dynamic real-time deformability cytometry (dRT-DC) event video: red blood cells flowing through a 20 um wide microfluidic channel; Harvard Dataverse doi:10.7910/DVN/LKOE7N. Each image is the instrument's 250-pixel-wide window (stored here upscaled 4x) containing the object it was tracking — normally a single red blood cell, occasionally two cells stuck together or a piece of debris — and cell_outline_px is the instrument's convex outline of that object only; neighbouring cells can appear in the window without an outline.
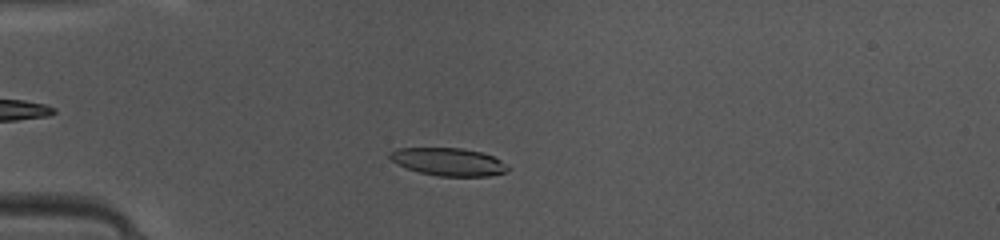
{"species": "common noctule bat (a hibernating species)", "species_latin": "Nyctalus noctula", "temperature_condition": "warm", "stored_images_in_passage": 37, "camera_frame_rate_fps": 3000, "um_per_image_px": 0.085, "animal": {"sex": "female", "body_mass_g": 10.0, "forearm_length_mm": 53.1}, "frame": {"image": 1, "passage_image": 5, "time_ms": 1.333, "image_size_px": [1000, 240], "cell_outline_px": [[508, 168], [504, 172], [488, 176], [440, 176], [420, 172], [408, 168], [392, 160], [388, 156], [388, 152], [396, 148], [460, 148], [480, 152], [492, 156], [508, 164]], "centroid_in_image_um": [38.11, 13.74], "position_along_channel_um": 46.9, "area_um2": 18.84}}
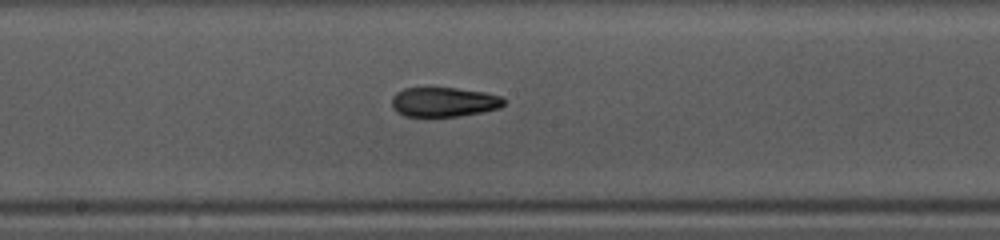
{"frame": {"image": 2, "passage_image": 18, "time_ms": 5.667, "image_size_px": [1000, 240], "cell_outline_px": [[504, 104], [500, 108], [460, 116], [428, 120], [404, 116], [396, 112], [392, 108], [392, 96], [396, 92], [404, 88], [456, 88], [484, 92], [500, 96], [504, 100]], "centroid_in_image_um": [37.65, 8.72], "position_along_channel_um": 210.6, "area_um2": 20.06}}
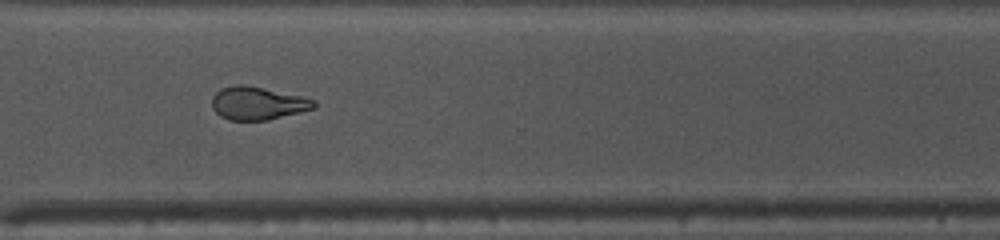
{"frame": {"image": 3, "passage_image": 28, "time_ms": 9.0, "image_size_px": [1000, 240], "cell_outline_px": [[316, 108], [268, 120], [228, 120], [220, 116], [212, 108], [212, 96], [220, 88], [232, 84], [244, 84], [304, 96], [316, 100]], "centroid_in_image_um": [21.9, 8.76], "position_along_channel_um": 348.7, "area_um2": 19.94}, "authors_computed_cell_mechanics": {"area_um2": 19.7098, "velocity_mm_per_s": 4.1598, "shape_relaxation_time_tau1_ms": 6.9321, "shape_relaxation_time_tau2_ms": 3.3566, "deformation_change_tau1": 0.232, "deformation_change_tau2": 0.0872}}